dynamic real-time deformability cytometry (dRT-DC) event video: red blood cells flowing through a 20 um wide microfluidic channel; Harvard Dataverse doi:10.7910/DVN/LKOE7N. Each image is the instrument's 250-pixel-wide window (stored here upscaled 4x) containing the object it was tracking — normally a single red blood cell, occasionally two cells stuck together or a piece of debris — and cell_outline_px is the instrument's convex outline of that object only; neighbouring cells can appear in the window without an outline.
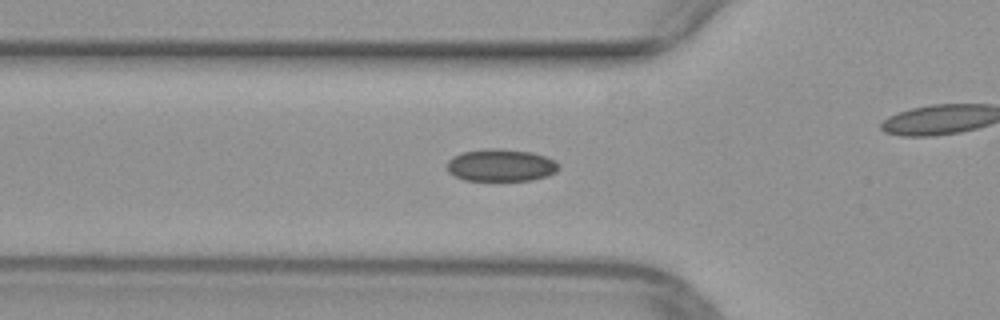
{"species": "common noctule bat (a hibernating species)", "species_latin": "Nyctalus noctula", "temperature_condition": "warm", "stored_images_in_passage": 45, "camera_frame_rate_fps": 3000, "um_per_image_px": 0.085, "animal": {"sex": "female", "body_mass_g": 29.2, "forearm_length_mm": 56.3}, "frame": {"image": 1, "passage_image": 11, "time_ms": 3.333, "image_size_px": [1000, 320], "cell_outline_px": [[560, 168], [556, 172], [548, 176], [532, 180], [464, 180], [448, 172], [448, 160], [452, 156], [460, 152], [488, 148], [500, 148], [532, 152], [556, 160], [560, 164]], "centroid_in_image_um": [42.6, 14.03], "position_along_channel_um": 83.2, "area_um2": 21.27}}
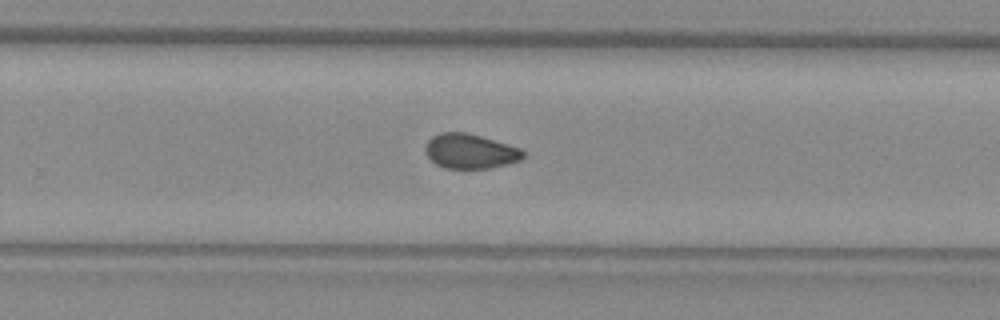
{"frame": {"image": 2, "passage_image": 26, "time_ms": 8.333, "image_size_px": [1000, 320], "cell_outline_px": [[524, 156], [520, 160], [508, 164], [488, 168], [444, 168], [436, 164], [424, 152], [424, 148], [428, 140], [432, 136], [440, 132], [464, 132], [480, 136], [520, 148], [524, 152]], "centroid_in_image_um": [39.93, 12.85], "position_along_channel_um": 289.9, "area_um2": 19.65}}
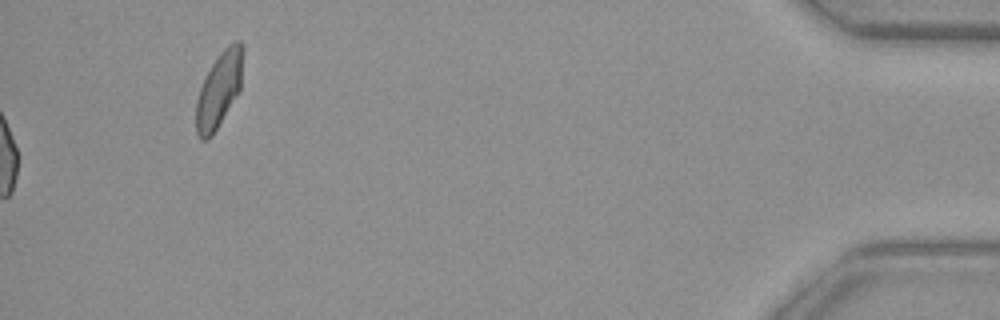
{"frame": {"image": 3, "passage_image": 45, "time_ms": 14.667, "image_size_px": [1000, 320], "cell_outline_px": [[244, 52], [240, 88], [212, 136], [208, 140], [200, 140], [196, 132], [196, 100], [200, 88], [212, 64], [220, 52], [228, 44], [236, 40], [240, 40], [244, 44]], "centroid_in_image_um": [18.63, 7.58], "position_along_channel_um": 416.6, "area_um2": 20.46}}